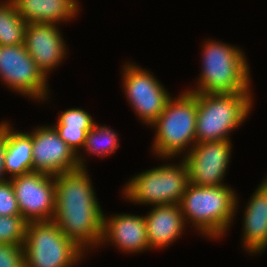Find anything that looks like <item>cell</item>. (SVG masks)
Listing matches in <instances>:
<instances>
[{"label": "cell", "mask_w": 267, "mask_h": 267, "mask_svg": "<svg viewBox=\"0 0 267 267\" xmlns=\"http://www.w3.org/2000/svg\"><path fill=\"white\" fill-rule=\"evenodd\" d=\"M89 171L79 168L55 175L53 221L91 258L101 244L105 209Z\"/></svg>", "instance_id": "1"}, {"label": "cell", "mask_w": 267, "mask_h": 267, "mask_svg": "<svg viewBox=\"0 0 267 267\" xmlns=\"http://www.w3.org/2000/svg\"><path fill=\"white\" fill-rule=\"evenodd\" d=\"M201 43L198 77L195 76L193 85H188L186 90L211 94L255 93L250 60L243 46L211 36Z\"/></svg>", "instance_id": "2"}, {"label": "cell", "mask_w": 267, "mask_h": 267, "mask_svg": "<svg viewBox=\"0 0 267 267\" xmlns=\"http://www.w3.org/2000/svg\"><path fill=\"white\" fill-rule=\"evenodd\" d=\"M231 184L196 186L188 184L180 201L186 225L194 235L210 242H221L228 237L235 220L238 190Z\"/></svg>", "instance_id": "3"}, {"label": "cell", "mask_w": 267, "mask_h": 267, "mask_svg": "<svg viewBox=\"0 0 267 267\" xmlns=\"http://www.w3.org/2000/svg\"><path fill=\"white\" fill-rule=\"evenodd\" d=\"M180 90L149 127L154 133L150 158H184L196 143L197 93Z\"/></svg>", "instance_id": "4"}, {"label": "cell", "mask_w": 267, "mask_h": 267, "mask_svg": "<svg viewBox=\"0 0 267 267\" xmlns=\"http://www.w3.org/2000/svg\"><path fill=\"white\" fill-rule=\"evenodd\" d=\"M159 159V160H158ZM157 166L134 173L122 185L121 200L135 206L152 207L180 204L189 180L188 168L183 158H157ZM161 164V165H160Z\"/></svg>", "instance_id": "5"}, {"label": "cell", "mask_w": 267, "mask_h": 267, "mask_svg": "<svg viewBox=\"0 0 267 267\" xmlns=\"http://www.w3.org/2000/svg\"><path fill=\"white\" fill-rule=\"evenodd\" d=\"M255 95L197 93L196 143L232 140L234 131L251 119Z\"/></svg>", "instance_id": "6"}, {"label": "cell", "mask_w": 267, "mask_h": 267, "mask_svg": "<svg viewBox=\"0 0 267 267\" xmlns=\"http://www.w3.org/2000/svg\"><path fill=\"white\" fill-rule=\"evenodd\" d=\"M25 267H80L90 256L53 221L28 222Z\"/></svg>", "instance_id": "7"}, {"label": "cell", "mask_w": 267, "mask_h": 267, "mask_svg": "<svg viewBox=\"0 0 267 267\" xmlns=\"http://www.w3.org/2000/svg\"><path fill=\"white\" fill-rule=\"evenodd\" d=\"M120 67L123 96L139 123L149 128L165 109L173 93L152 69L144 68L131 58L122 62Z\"/></svg>", "instance_id": "8"}, {"label": "cell", "mask_w": 267, "mask_h": 267, "mask_svg": "<svg viewBox=\"0 0 267 267\" xmlns=\"http://www.w3.org/2000/svg\"><path fill=\"white\" fill-rule=\"evenodd\" d=\"M48 80L24 44L0 45V85L4 89L25 97L31 104L49 105L54 99Z\"/></svg>", "instance_id": "9"}, {"label": "cell", "mask_w": 267, "mask_h": 267, "mask_svg": "<svg viewBox=\"0 0 267 267\" xmlns=\"http://www.w3.org/2000/svg\"><path fill=\"white\" fill-rule=\"evenodd\" d=\"M233 141L195 143L183 158L187 164L190 183L196 186L227 185L225 180L234 155Z\"/></svg>", "instance_id": "10"}, {"label": "cell", "mask_w": 267, "mask_h": 267, "mask_svg": "<svg viewBox=\"0 0 267 267\" xmlns=\"http://www.w3.org/2000/svg\"><path fill=\"white\" fill-rule=\"evenodd\" d=\"M21 216L27 221H50L55 214V176L32 171L10 178Z\"/></svg>", "instance_id": "11"}, {"label": "cell", "mask_w": 267, "mask_h": 267, "mask_svg": "<svg viewBox=\"0 0 267 267\" xmlns=\"http://www.w3.org/2000/svg\"><path fill=\"white\" fill-rule=\"evenodd\" d=\"M256 186L246 202H242L237 193L235 204V219L243 214L239 247L248 254L247 257L252 258L262 256L267 251V174ZM241 202L245 204L242 205Z\"/></svg>", "instance_id": "12"}, {"label": "cell", "mask_w": 267, "mask_h": 267, "mask_svg": "<svg viewBox=\"0 0 267 267\" xmlns=\"http://www.w3.org/2000/svg\"><path fill=\"white\" fill-rule=\"evenodd\" d=\"M26 132L32 138L33 171L55 176L80 168L76 153L52 125L35 124Z\"/></svg>", "instance_id": "13"}, {"label": "cell", "mask_w": 267, "mask_h": 267, "mask_svg": "<svg viewBox=\"0 0 267 267\" xmlns=\"http://www.w3.org/2000/svg\"><path fill=\"white\" fill-rule=\"evenodd\" d=\"M61 26L27 23L25 29L24 46L48 79H51V74L63 66L70 55V47Z\"/></svg>", "instance_id": "14"}, {"label": "cell", "mask_w": 267, "mask_h": 267, "mask_svg": "<svg viewBox=\"0 0 267 267\" xmlns=\"http://www.w3.org/2000/svg\"><path fill=\"white\" fill-rule=\"evenodd\" d=\"M114 247L117 252L127 255L149 253L146 221L144 215L137 213H106L104 212L103 236L98 248ZM103 248V249H102ZM100 249V251H99Z\"/></svg>", "instance_id": "15"}, {"label": "cell", "mask_w": 267, "mask_h": 267, "mask_svg": "<svg viewBox=\"0 0 267 267\" xmlns=\"http://www.w3.org/2000/svg\"><path fill=\"white\" fill-rule=\"evenodd\" d=\"M144 215L150 251H164L191 232L184 220L179 204L149 207ZM187 230V231H186Z\"/></svg>", "instance_id": "16"}, {"label": "cell", "mask_w": 267, "mask_h": 267, "mask_svg": "<svg viewBox=\"0 0 267 267\" xmlns=\"http://www.w3.org/2000/svg\"><path fill=\"white\" fill-rule=\"evenodd\" d=\"M17 12L27 23L63 25L79 20L80 0H12ZM71 22V23H70Z\"/></svg>", "instance_id": "17"}, {"label": "cell", "mask_w": 267, "mask_h": 267, "mask_svg": "<svg viewBox=\"0 0 267 267\" xmlns=\"http://www.w3.org/2000/svg\"><path fill=\"white\" fill-rule=\"evenodd\" d=\"M11 122L8 118L0 120V130L6 136L4 169L8 179L33 171L32 138Z\"/></svg>", "instance_id": "18"}, {"label": "cell", "mask_w": 267, "mask_h": 267, "mask_svg": "<svg viewBox=\"0 0 267 267\" xmlns=\"http://www.w3.org/2000/svg\"><path fill=\"white\" fill-rule=\"evenodd\" d=\"M57 119L51 124L59 136L78 155L82 150L87 133L96 122L94 115L84 108L70 107L59 110Z\"/></svg>", "instance_id": "19"}, {"label": "cell", "mask_w": 267, "mask_h": 267, "mask_svg": "<svg viewBox=\"0 0 267 267\" xmlns=\"http://www.w3.org/2000/svg\"><path fill=\"white\" fill-rule=\"evenodd\" d=\"M120 133L115 131L108 124L95 122L91 130L87 133L84 146L77 155L80 168H89L88 160L97 158L100 160L109 158L117 149L121 147ZM96 156V157H95ZM89 157V159H88Z\"/></svg>", "instance_id": "20"}, {"label": "cell", "mask_w": 267, "mask_h": 267, "mask_svg": "<svg viewBox=\"0 0 267 267\" xmlns=\"http://www.w3.org/2000/svg\"><path fill=\"white\" fill-rule=\"evenodd\" d=\"M25 22L12 0H0V45L24 44Z\"/></svg>", "instance_id": "21"}, {"label": "cell", "mask_w": 267, "mask_h": 267, "mask_svg": "<svg viewBox=\"0 0 267 267\" xmlns=\"http://www.w3.org/2000/svg\"><path fill=\"white\" fill-rule=\"evenodd\" d=\"M27 225L21 215H0V244L24 245Z\"/></svg>", "instance_id": "22"}, {"label": "cell", "mask_w": 267, "mask_h": 267, "mask_svg": "<svg viewBox=\"0 0 267 267\" xmlns=\"http://www.w3.org/2000/svg\"><path fill=\"white\" fill-rule=\"evenodd\" d=\"M0 215H21L15 192L10 179L0 182Z\"/></svg>", "instance_id": "23"}, {"label": "cell", "mask_w": 267, "mask_h": 267, "mask_svg": "<svg viewBox=\"0 0 267 267\" xmlns=\"http://www.w3.org/2000/svg\"><path fill=\"white\" fill-rule=\"evenodd\" d=\"M0 267H25L24 245L0 244Z\"/></svg>", "instance_id": "24"}, {"label": "cell", "mask_w": 267, "mask_h": 267, "mask_svg": "<svg viewBox=\"0 0 267 267\" xmlns=\"http://www.w3.org/2000/svg\"><path fill=\"white\" fill-rule=\"evenodd\" d=\"M5 151H6V136L0 130V182H3L8 179L4 169Z\"/></svg>", "instance_id": "25"}]
</instances>
